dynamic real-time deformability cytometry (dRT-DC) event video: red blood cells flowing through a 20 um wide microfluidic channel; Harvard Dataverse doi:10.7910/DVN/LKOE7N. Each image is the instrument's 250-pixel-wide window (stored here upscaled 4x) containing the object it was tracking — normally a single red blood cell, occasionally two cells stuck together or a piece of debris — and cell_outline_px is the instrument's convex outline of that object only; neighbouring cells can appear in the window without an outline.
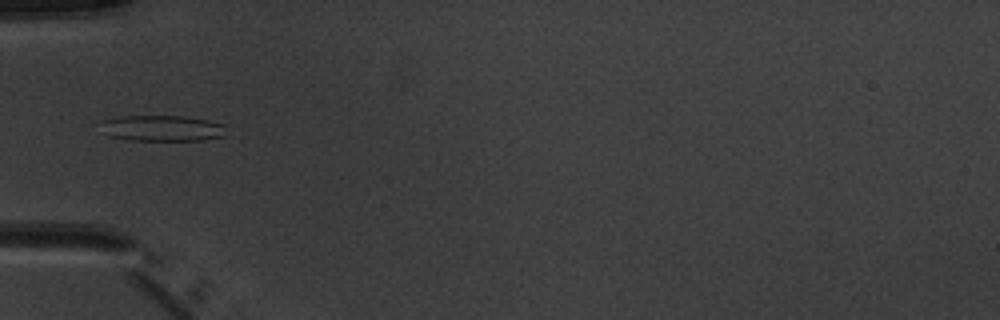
{"species": "common noctule bat (a hibernating species)", "species_latin": "Nyctalus noctula", "temperature_condition": "warm", "stored_images_in_passage": 4, "camera_frame_rate_fps": 3000, "um_per_image_px": 0.085, "animal": {"sex": "male", "body_mass_g": 20.1, "forearm_length_mm": 53.5}, "frame": {"image": 1, "passage_image": 4, "time_ms": 4.333, "image_size_px": [1000, 320], "cell_outline_px": [[228, 136], [204, 140], [132, 140], [108, 136], [100, 120], [120, 116], [184, 116], [208, 120], [224, 124]], "centroid_in_image_um": [13.86, 10.9], "position_along_channel_um": 71.1, "area_um2": 19.07}}